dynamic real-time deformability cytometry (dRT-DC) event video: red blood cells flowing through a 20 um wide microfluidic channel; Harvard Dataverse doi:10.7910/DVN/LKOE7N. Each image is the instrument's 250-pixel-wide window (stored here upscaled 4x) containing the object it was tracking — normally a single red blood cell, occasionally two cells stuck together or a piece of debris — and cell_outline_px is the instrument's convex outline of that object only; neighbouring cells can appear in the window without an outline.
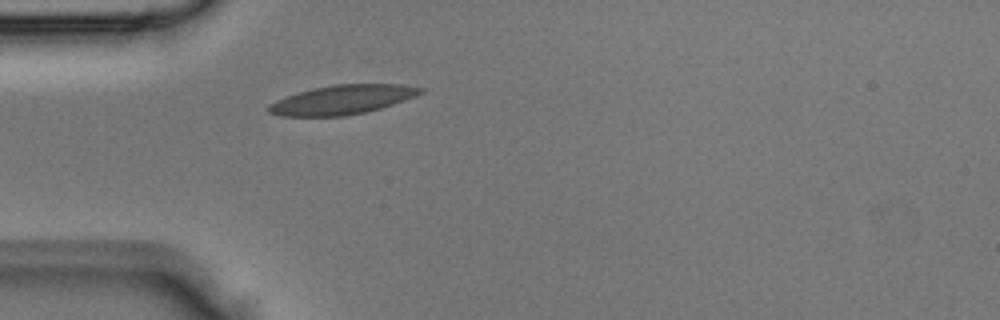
{"species": "Egyptian fruit bat (a non-hibernating species)", "species_latin": "Rousettus aegyptiacus", "temperature_condition": "room temperature", "stored_images_in_passage": 1, "camera_frame_rate_fps": 3000, "um_per_image_px": 0.085, "animal": {"sex": "male"}, "frame": {"image": 1, "passage_image": 1, "time_ms": 0.0, "image_size_px": [1000, 320], "cell_outline_px": [[424, 92], [416, 96], [380, 108], [364, 112], [344, 116], [280, 116], [268, 112], [268, 104], [276, 100], [312, 88], [336, 84], [400, 84], [424, 88]], "centroid_in_image_um": [29.09, 8.47], "position_along_channel_um": 55.9, "area_um2": 25.66}}